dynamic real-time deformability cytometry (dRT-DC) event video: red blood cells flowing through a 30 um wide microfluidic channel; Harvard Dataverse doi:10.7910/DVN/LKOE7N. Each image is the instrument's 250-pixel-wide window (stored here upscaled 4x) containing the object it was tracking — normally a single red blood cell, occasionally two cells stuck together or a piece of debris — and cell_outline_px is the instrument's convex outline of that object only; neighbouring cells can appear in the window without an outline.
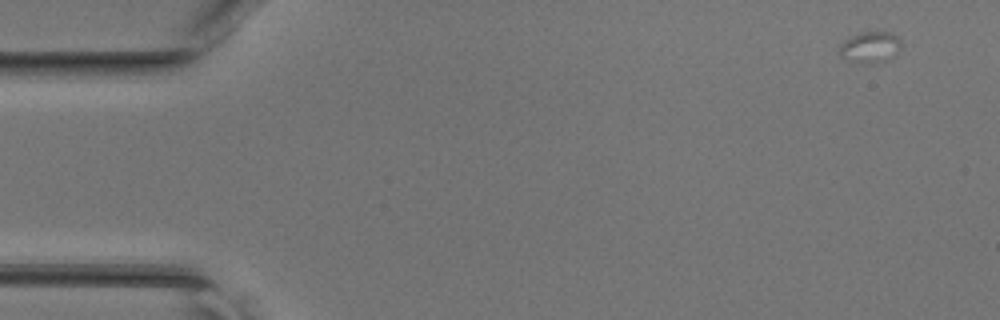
{"species": "common noctule bat (a hibernating species)", "species_latin": "Nyctalus noctula", "temperature_condition": "room temperature", "stored_images_in_passage": 6, "camera_frame_rate_fps": 3000, "um_per_image_px": 0.085, "animal": {"sex": "female", "body_mass_g": 17.0, "forearm_length_mm": 48.0}, "frame": {"image": 1, "passage_image": 1, "time_ms": 0.0, "image_size_px": [1000, 320], "cell_outline_px": [[900, 44], [880, 64], [868, 64], [840, 56], [840, 44], [844, 40], [860, 32], [888, 32], [896, 36], [900, 40]], "centroid_in_image_um": [73.89, 3.99], "position_along_channel_um": 11.1, "area_um2": 10.58}}